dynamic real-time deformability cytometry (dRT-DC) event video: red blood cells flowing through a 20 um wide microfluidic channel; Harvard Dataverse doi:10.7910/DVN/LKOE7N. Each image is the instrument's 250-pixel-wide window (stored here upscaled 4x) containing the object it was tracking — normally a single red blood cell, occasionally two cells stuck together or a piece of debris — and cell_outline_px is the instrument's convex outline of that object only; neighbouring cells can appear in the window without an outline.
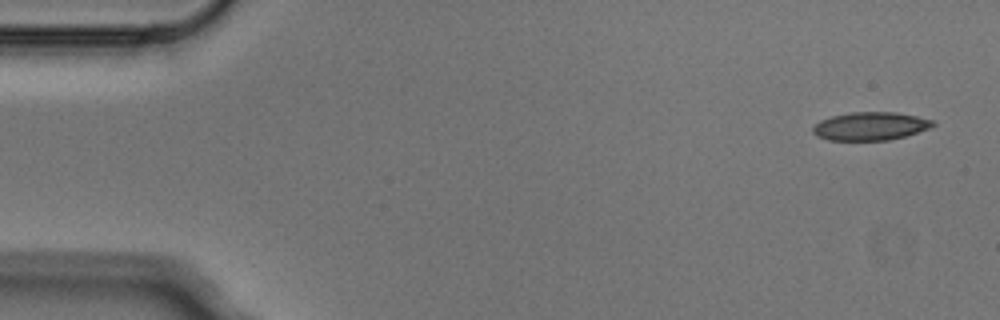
{"species": "Egyptian fruit bat (a non-hibernating species)", "species_latin": "Rousettus aegyptiacus", "temperature_condition": "cold", "stored_images_in_passage": 6, "camera_frame_rate_fps": 3000, "um_per_image_px": 0.085, "animal": {"sex": "male"}, "frame": {"image": 1, "passage_image": 1, "time_ms": 0.0, "image_size_px": [1000, 320], "cell_outline_px": [[936, 124], [932, 128], [904, 136], [888, 140], [828, 140], [816, 136], [812, 132], [812, 128], [820, 120], [832, 116], [848, 112], [896, 112], [936, 120]], "centroid_in_image_um": [74.0, 10.72], "position_along_channel_um": 11.0, "area_um2": 19.88}}
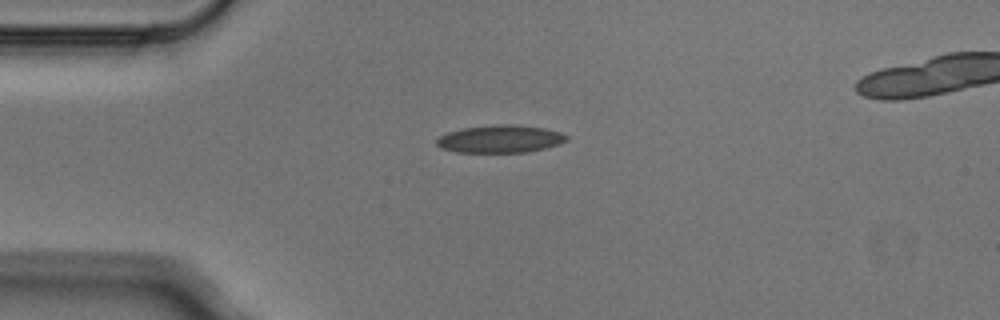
{"frame": {"image": 2, "passage_image": 4, "time_ms": 1.0, "image_size_px": [1000, 320], "cell_outline_px": [[568, 140], [544, 148], [528, 152], [456, 152], [440, 148], [436, 144], [436, 140], [440, 136], [448, 132], [464, 128], [496, 124], [516, 124], [544, 128], [560, 132], [568, 136]], "centroid_in_image_um": [42.5, 11.8], "position_along_channel_um": 42.5, "area_um2": 20.87}}
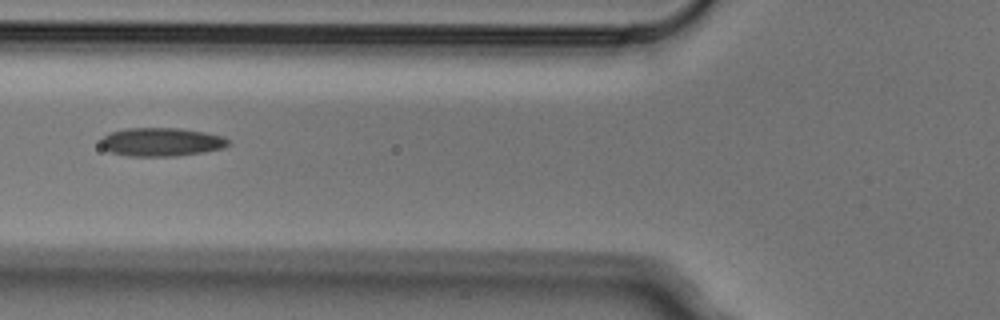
{"frame": {"image": 3, "passage_image": 6, "time_ms": 1.667, "image_size_px": [1000, 320], "cell_outline_px": [[232, 144], [224, 148], [204, 152], [176, 156], [128, 156], [112, 152], [104, 148], [100, 144], [100, 140], [104, 136], [112, 132], [124, 128], [180, 128], [204, 132], [224, 136]], "centroid_in_image_um": [13.75, 12.07], "position_along_channel_um": 112.0, "area_um2": 21.27}}